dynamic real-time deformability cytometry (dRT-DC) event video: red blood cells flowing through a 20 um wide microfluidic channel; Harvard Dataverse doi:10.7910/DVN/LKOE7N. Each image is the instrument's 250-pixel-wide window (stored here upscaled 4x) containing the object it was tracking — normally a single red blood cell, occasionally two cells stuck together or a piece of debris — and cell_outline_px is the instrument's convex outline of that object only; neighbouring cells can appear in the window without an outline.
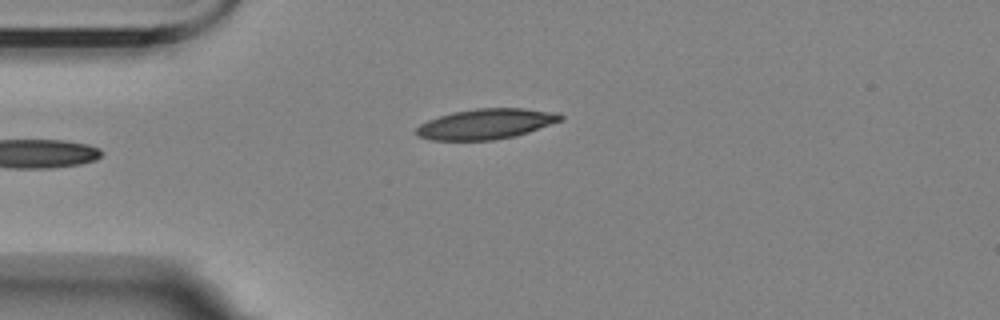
{"species": "Egyptian fruit bat (a non-hibernating species)", "species_latin": "Rousettus aegyptiacus", "temperature_condition": "room temperature", "stored_images_in_passage": 6, "camera_frame_rate_fps": 3000, "um_per_image_px": 0.085, "animal": {"sex": "female"}, "frame": {"image": 1, "passage_image": 6, "time_ms": 6.667, "image_size_px": [1000, 320], "cell_outline_px": [[564, 120], [528, 132], [512, 136], [492, 140], [432, 140], [420, 136], [416, 132], [416, 128], [420, 124], [428, 120], [452, 112], [476, 108], [524, 108], [556, 112], [564, 116]], "centroid_in_image_um": [41.34, 10.52], "position_along_channel_um": 43.7, "area_um2": 25.37}}